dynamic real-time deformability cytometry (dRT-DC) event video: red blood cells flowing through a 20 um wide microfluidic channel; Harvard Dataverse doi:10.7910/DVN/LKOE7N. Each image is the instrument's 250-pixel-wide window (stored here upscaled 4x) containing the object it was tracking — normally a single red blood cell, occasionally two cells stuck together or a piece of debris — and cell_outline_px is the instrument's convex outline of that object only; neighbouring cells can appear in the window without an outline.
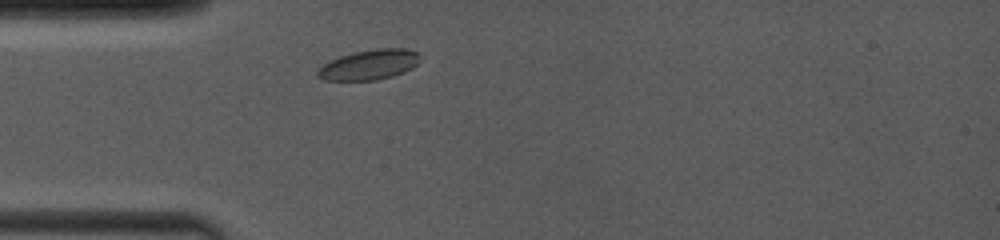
{"species": "common noctule bat (a hibernating species)", "species_latin": "Nyctalus noctula", "temperature_condition": "room temperature", "stored_images_in_passage": 42, "camera_frame_rate_fps": 4000, "um_per_image_px": 0.085, "animal": {"sex": "female", "body_mass_g": 19.0, "forearm_length_mm": 53.3}, "frame": {"image": 1, "passage_image": 5, "time_ms": 0.75, "image_size_px": [1000, 240], "cell_outline_px": [[416, 64], [412, 68], [404, 72], [392, 76], [376, 80], [324, 80], [316, 76], [316, 72], [324, 64], [340, 56], [356, 52], [376, 48], [404, 48], [416, 52]], "centroid_in_image_um": [31.34, 5.51], "position_along_channel_um": 53.7, "area_um2": 17.57}}
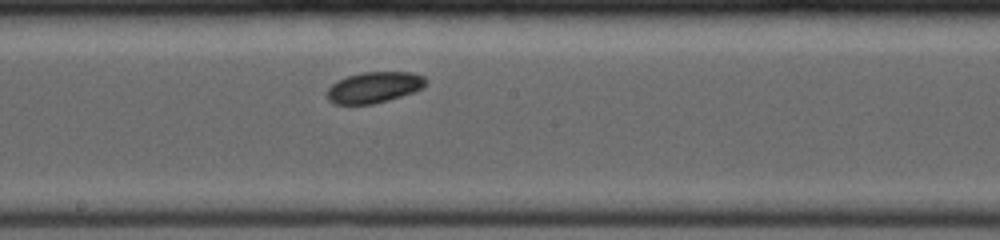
{"frame": {"image": 2, "passage_image": 22, "time_ms": 5.0, "image_size_px": [1000, 240], "cell_outline_px": [[428, 80], [420, 88], [412, 92], [388, 100], [372, 104], [336, 104], [328, 100], [328, 88], [336, 80], [348, 76], [364, 72], [412, 72], [424, 76]], "centroid_in_image_um": [31.78, 7.41], "position_along_channel_um": 216.4, "area_um2": 17.63}}
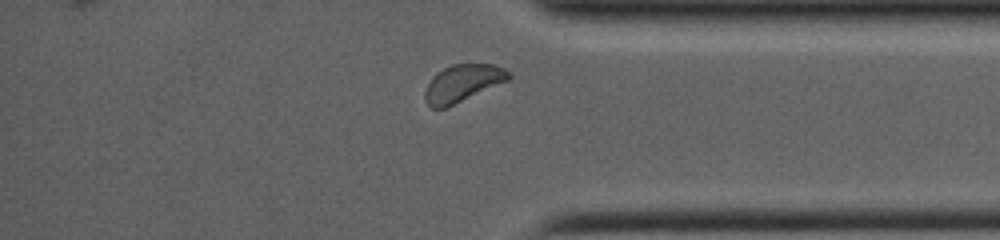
{"frame": {"image": 3, "passage_image": 35, "time_ms": 9.5, "image_size_px": [1000, 240], "cell_outline_px": [[512, 76], [508, 80], [444, 108], [432, 108], [428, 104], [424, 96], [424, 92], [432, 76], [436, 72], [452, 64], [492, 64], [504, 68], [512, 72]], "centroid_in_image_um": [39.33, 7.04], "position_along_channel_um": 395.9, "area_um2": 17.92}, "authors_computed_cell_mechanics": {"area_um2": 18.0914, "velocity_mm_per_s": 4.0035, "shape_relaxation_time_tau1_ms": 1.1405, "shape_relaxation_time_tau2_ms": null, "deformation_change_tau1": 0.0408, "deformation_change_tau2": null}}